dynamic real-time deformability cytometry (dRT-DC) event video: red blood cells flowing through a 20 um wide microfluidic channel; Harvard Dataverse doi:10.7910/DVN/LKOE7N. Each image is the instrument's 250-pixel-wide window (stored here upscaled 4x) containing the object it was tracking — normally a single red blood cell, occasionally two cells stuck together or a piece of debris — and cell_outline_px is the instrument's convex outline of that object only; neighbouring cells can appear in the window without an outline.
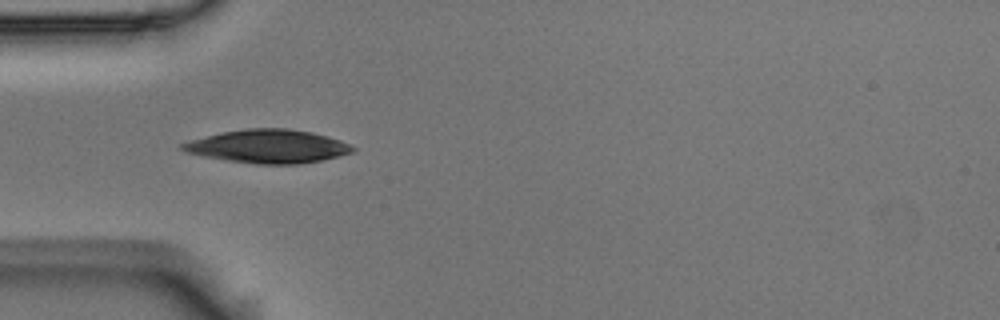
{"species": "Egyptian fruit bat (a non-hibernating species)", "species_latin": "Rousettus aegyptiacus", "temperature_condition": "room temperature", "stored_images_in_passage": 5, "camera_frame_rate_fps": 3000, "um_per_image_px": 0.085, "animal": {"sex": "male"}, "frame": {"image": 1, "passage_image": 5, "time_ms": 1.333, "image_size_px": [1000, 320], "cell_outline_px": [[356, 148], [352, 152], [340, 156], [324, 160], [300, 164], [256, 164], [228, 160], [204, 156], [184, 152], [180, 148], [180, 144], [192, 140], [224, 132], [248, 128], [288, 128], [312, 132], [328, 136], [340, 140]], "centroid_in_image_um": [22.83, 12.44], "position_along_channel_um": 62.2, "area_um2": 33.0}}